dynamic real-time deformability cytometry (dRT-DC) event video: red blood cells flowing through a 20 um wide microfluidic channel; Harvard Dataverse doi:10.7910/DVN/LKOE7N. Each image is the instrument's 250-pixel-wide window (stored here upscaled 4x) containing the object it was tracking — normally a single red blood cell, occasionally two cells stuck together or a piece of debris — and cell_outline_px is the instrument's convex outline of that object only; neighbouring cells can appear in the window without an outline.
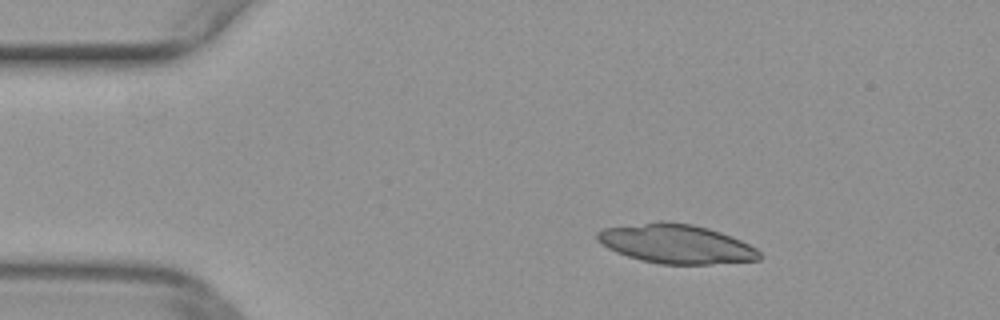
{"species": "common noctule bat (a hibernating species)", "species_latin": "Nyctalus noctula", "temperature_condition": "warm", "stored_images_in_passage": 4, "camera_frame_rate_fps": 3000, "um_per_image_px": 0.085, "animal": {"sex": "female", "body_mass_g": 29.2, "forearm_length_mm": 56.3}, "frame": {"image": 1, "passage_image": 1, "time_ms": 0.0, "image_size_px": [1000, 320], "cell_outline_px": [[176, 284], [84, 280], [64, 276], [68, 272], [96, 260], [120, 260], [172, 276], [176, 280]], "centroid_in_image_um": [10.12, 23.2], "position_along_channel_um": 74.9, "area_um2": 12.08}}